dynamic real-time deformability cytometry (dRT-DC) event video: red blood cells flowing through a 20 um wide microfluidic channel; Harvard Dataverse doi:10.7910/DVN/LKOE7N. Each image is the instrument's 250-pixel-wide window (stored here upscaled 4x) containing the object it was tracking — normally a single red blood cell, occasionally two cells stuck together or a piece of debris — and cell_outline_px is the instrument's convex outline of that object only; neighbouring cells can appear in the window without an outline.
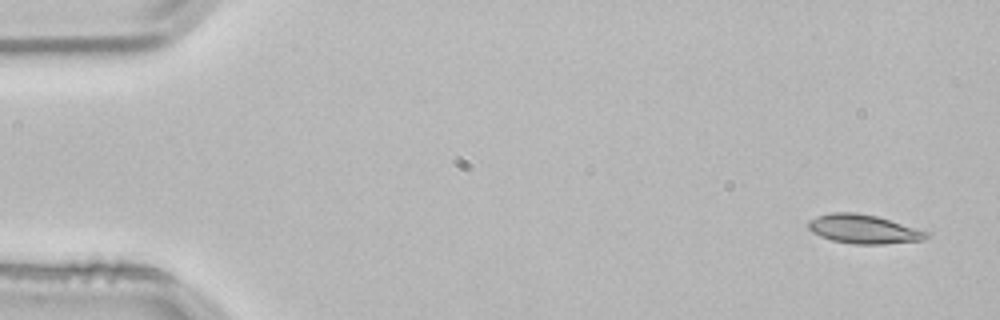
{"species": "common noctule bat (a hibernating species)", "species_latin": "Nyctalus noctula", "temperature_condition": "room temperature", "stored_images_in_passage": 3, "camera_frame_rate_fps": 3000, "um_per_image_px": 0.085, "animal": {"sex": "male", "body_mass_g": 21.5, "forearm_length_mm": 52.0}, "frame": {"image": 1, "passage_image": 1, "time_ms": 0.0, "image_size_px": [1000, 320], "cell_outline_px": [[932, 236], [920, 240], [884, 244], [852, 244], [832, 240], [820, 236], [812, 232], [808, 228], [808, 220], [816, 216], [832, 212], [856, 212], [876, 216], [932, 232]], "centroid_in_image_um": [73.42, 19.47], "position_along_channel_um": 11.6, "area_um2": 20.11}}
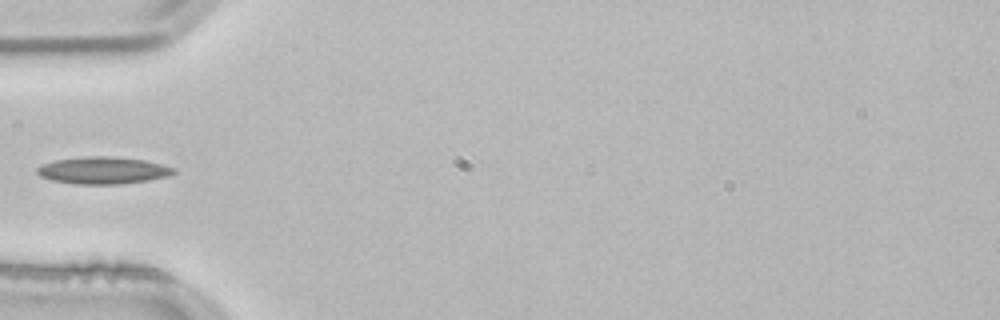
{"frame": {"image": 2, "passage_image": 3, "time_ms": 0.667, "image_size_px": [1000, 320], "cell_outline_px": [[176, 172], [168, 176], [148, 180], [120, 184], [76, 184], [52, 180], [40, 176], [36, 172], [36, 168], [40, 164], [56, 160], [84, 156], [112, 156], [144, 160], [176, 168]], "centroid_in_image_um": [8.73, 14.48], "position_along_channel_um": 76.3, "area_um2": 21.62}}